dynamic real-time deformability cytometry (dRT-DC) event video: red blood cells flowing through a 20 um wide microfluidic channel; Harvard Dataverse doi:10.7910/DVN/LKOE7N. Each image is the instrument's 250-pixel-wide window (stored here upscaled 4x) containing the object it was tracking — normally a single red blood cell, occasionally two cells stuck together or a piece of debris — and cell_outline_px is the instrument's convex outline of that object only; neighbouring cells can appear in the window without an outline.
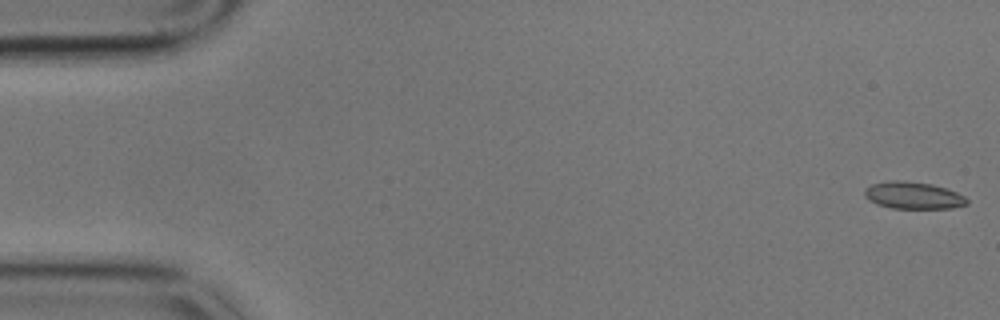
{"species": "common noctule bat (a hibernating species)", "species_latin": "Nyctalus noctula", "temperature_condition": "cold", "stored_images_in_passage": 58, "camera_frame_rate_fps": 3000, "um_per_image_px": 0.085, "animal": {"sex": "male", "body_mass_g": 17.9}, "frame": {"image": 1, "passage_image": 1, "time_ms": 0.0, "image_size_px": [1000, 320], "cell_outline_px": [[968, 204], [952, 208], [892, 208], [876, 204], [868, 200], [864, 196], [864, 188], [872, 184], [888, 180], [900, 180], [932, 184], [956, 192], [964, 196], [968, 200]], "centroid_in_image_um": [77.58, 16.61], "position_along_channel_um": 7.4, "area_um2": 16.18}}
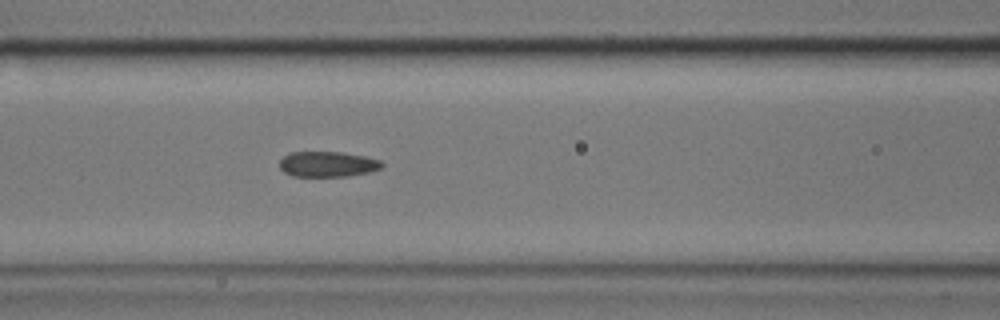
{"frame": {"image": 2, "passage_image": 24, "time_ms": 7.667, "image_size_px": [1000, 320], "cell_outline_px": [[384, 164], [380, 168], [368, 172], [348, 176], [292, 176], [284, 172], [280, 168], [280, 160], [288, 152], [344, 152], [364, 156], [380, 160]], "centroid_in_image_um": [27.83, 13.95], "position_along_channel_um": 138.8, "area_um2": 15.14}}
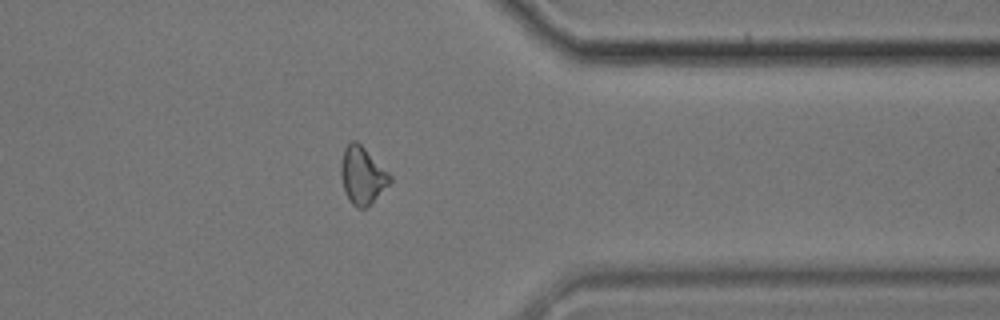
{"frame": {"image": 3, "passage_image": 46, "time_ms": 15.0, "image_size_px": [1000, 320], "cell_outline_px": [[392, 180], [368, 208], [356, 208], [352, 204], [344, 192], [340, 176], [340, 164], [344, 148], [352, 140], [356, 140], [392, 176]], "centroid_in_image_um": [30.77, 14.94], "position_along_channel_um": 380.6, "area_um2": 16.42}, "authors_computed_cell_mechanics": {"area_um2": 15.9528, "velocity_mm_per_s": 3.4385, "shape_relaxation_time_tau1_ms": null, "shape_relaxation_time_tau2_ms": 2.6662, "deformation_change_tau1": null, "deformation_change_tau2": 0.0773}}